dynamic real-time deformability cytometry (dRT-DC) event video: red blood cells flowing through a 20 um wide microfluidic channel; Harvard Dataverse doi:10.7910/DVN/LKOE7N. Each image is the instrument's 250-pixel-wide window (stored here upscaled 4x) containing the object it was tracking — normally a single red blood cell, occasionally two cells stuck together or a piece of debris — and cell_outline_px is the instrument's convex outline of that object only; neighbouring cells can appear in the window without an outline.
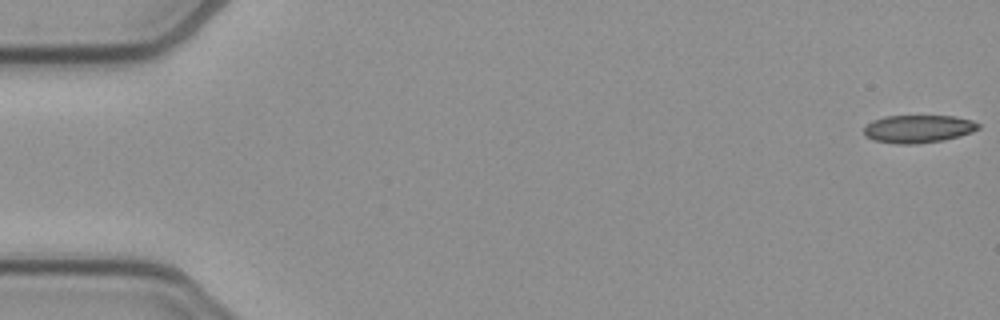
{"species": "common noctule bat (a hibernating species)", "species_latin": "Nyctalus noctula", "temperature_condition": "cold", "stored_images_in_passage": 53, "camera_frame_rate_fps": 3000, "um_per_image_px": 0.085, "animal": {"sex": "female", "body_mass_g": 21.9}, "frame": {"image": 1, "passage_image": 1, "time_ms": 0.0, "image_size_px": [1000, 320], "cell_outline_px": [[980, 128], [972, 132], [960, 136], [944, 140], [916, 144], [896, 144], [872, 140], [864, 136], [864, 128], [872, 120], [884, 116], [952, 116], [972, 120], [980, 124]], "centroid_in_image_um": [78.04, 10.96], "position_along_channel_um": 7.0, "area_um2": 18.73}}
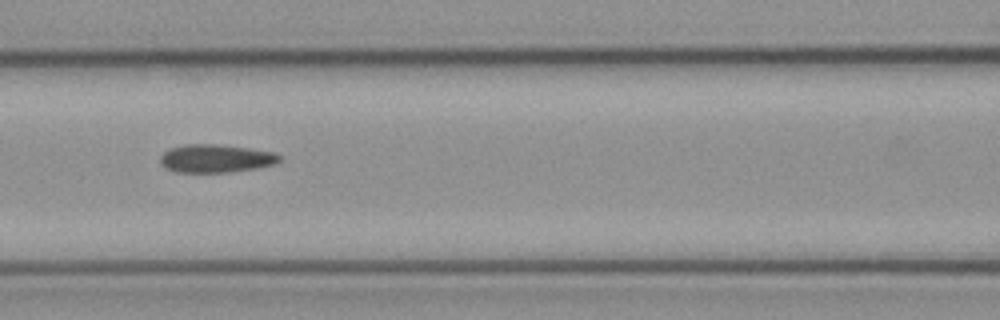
{"frame": {"image": 2, "passage_image": 23, "time_ms": 7.333, "image_size_px": [1000, 320], "cell_outline_px": [[280, 160], [276, 164], [256, 168], [228, 172], [176, 172], [164, 168], [160, 164], [160, 156], [164, 152], [172, 148], [184, 144], [216, 144], [248, 148], [272, 152], [280, 156]], "centroid_in_image_um": [18.31, 13.47], "position_along_channel_um": 148.3, "area_um2": 19.48}}
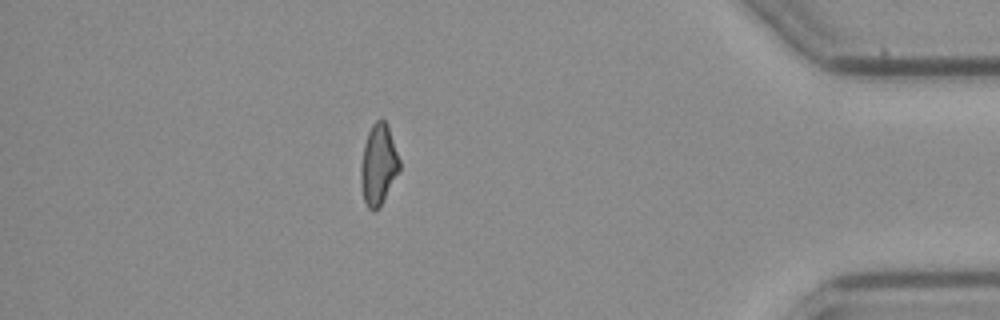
{"frame": {"image": 3, "passage_image": 46, "time_ms": 15.0, "image_size_px": [1000, 320], "cell_outline_px": [[400, 168], [380, 208], [376, 212], [372, 212], [368, 208], [364, 200], [360, 180], [360, 164], [364, 144], [368, 132], [372, 124], [376, 120], [384, 120], [388, 124], [400, 160]], "centroid_in_image_um": [32.16, 14.01], "position_along_channel_um": 403.0, "area_um2": 18.38}, "authors_computed_cell_mechanics": {"area_um2": 19.1318, "velocity_mm_per_s": 3.9146, "shape_relaxation_time_tau1_ms": null, "shape_relaxation_time_tau2_ms": 3.0326, "deformation_change_tau1": null, "deformation_change_tau2": 0.1157}}